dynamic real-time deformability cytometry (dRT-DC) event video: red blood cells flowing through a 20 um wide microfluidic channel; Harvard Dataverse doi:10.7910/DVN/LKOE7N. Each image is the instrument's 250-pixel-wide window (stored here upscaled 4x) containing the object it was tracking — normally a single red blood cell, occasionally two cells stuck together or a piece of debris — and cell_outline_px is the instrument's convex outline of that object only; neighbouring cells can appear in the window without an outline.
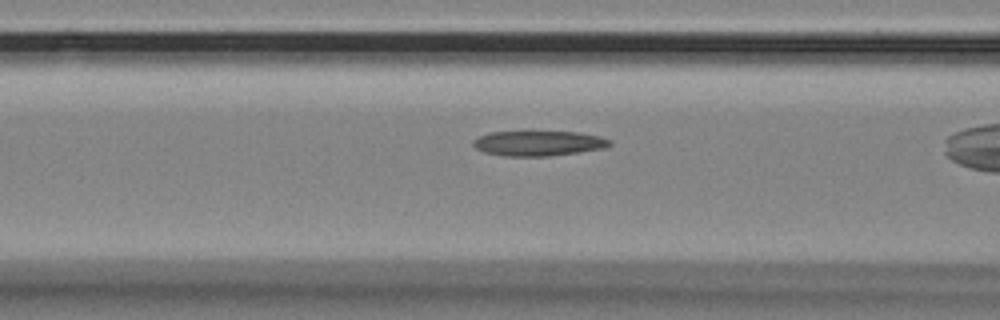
{"species": "Egyptian fruit bat (a non-hibernating species)", "species_latin": "Rousettus aegyptiacus", "temperature_condition": "room temperature", "stored_images_in_passage": 39, "camera_frame_rate_fps": 3000, "um_per_image_px": 0.085, "animal": {"sex": "female"}, "frame": {"image": 1, "passage_image": 17, "time_ms": 5.333, "image_size_px": [1000, 320], "cell_outline_px": [[612, 144], [604, 148], [548, 156], [504, 156], [484, 152], [476, 148], [472, 144], [472, 140], [476, 136], [488, 132], [580, 132], [600, 136], [612, 140]], "centroid_in_image_um": [45.74, 12.17], "position_along_channel_um": 120.9, "area_um2": 20.0}}
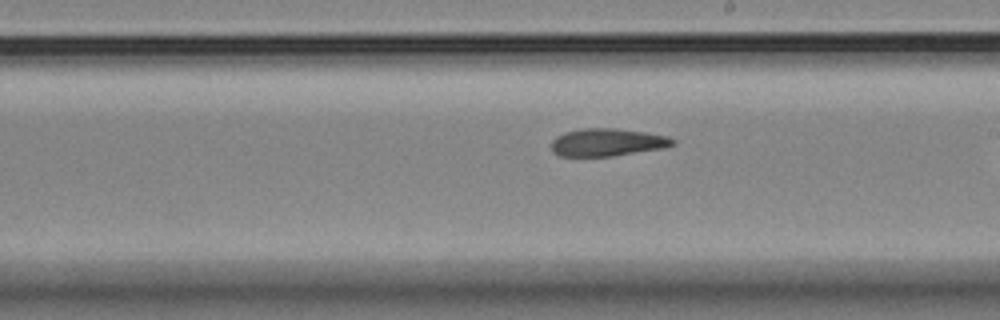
{"frame": {"image": 2, "passage_image": 27, "time_ms": 8.667, "image_size_px": [1000, 320], "cell_outline_px": [[676, 144], [664, 148], [612, 156], [560, 156], [552, 152], [552, 140], [556, 136], [564, 132], [580, 128], [616, 128], [644, 132], [668, 136], [676, 140]], "centroid_in_image_um": [51.62, 12.09], "position_along_channel_um": 237.4, "area_um2": 19.71}}
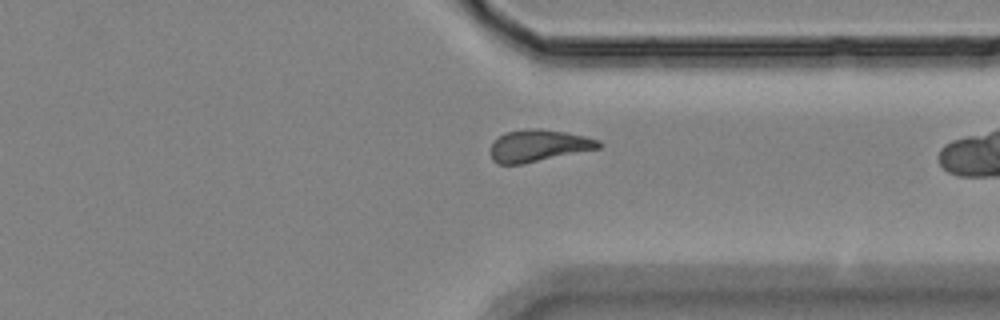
{"frame": {"image": 3, "passage_image": 38, "time_ms": 12.333, "image_size_px": [1000, 320], "cell_outline_px": [[604, 144], [600, 148], [524, 164], [500, 164], [492, 160], [492, 140], [504, 132], [528, 128], [540, 128], [564, 132], [584, 136], [600, 140]], "centroid_in_image_um": [45.78, 12.37], "position_along_channel_um": 365.6, "area_um2": 20.29}}